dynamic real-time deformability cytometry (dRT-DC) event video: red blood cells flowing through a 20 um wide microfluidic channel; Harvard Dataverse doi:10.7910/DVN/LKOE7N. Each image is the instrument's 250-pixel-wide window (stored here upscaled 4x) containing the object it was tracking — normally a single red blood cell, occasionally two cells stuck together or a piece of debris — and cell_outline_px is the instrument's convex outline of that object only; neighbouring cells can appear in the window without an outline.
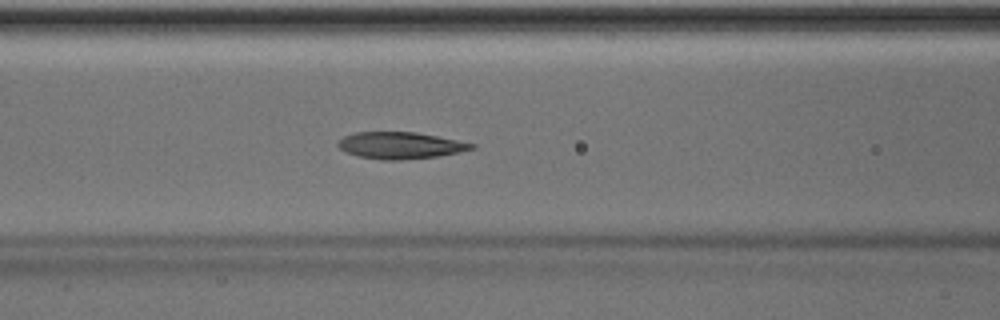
{"species": "Egyptian fruit bat (a non-hibernating species)", "species_latin": "Rousettus aegyptiacus", "temperature_condition": "room temperature", "stored_images_in_passage": 51, "segment_of_instrument_passage": [1, 2], "camera_frame_rate_fps": 3000, "um_per_image_px": 0.085, "animal": {"sex": "male"}, "frame": {"image": 1, "passage_image": 21, "time_ms": 6.667, "image_size_px": [1000, 320], "cell_outline_px": [[476, 148], [460, 152], [436, 156], [400, 160], [380, 160], [360, 156], [344, 152], [336, 144], [344, 136], [356, 132], [416, 132], [476, 144]], "centroid_in_image_um": [34.02, 12.36], "position_along_channel_um": 132.6, "area_um2": 20.69}}
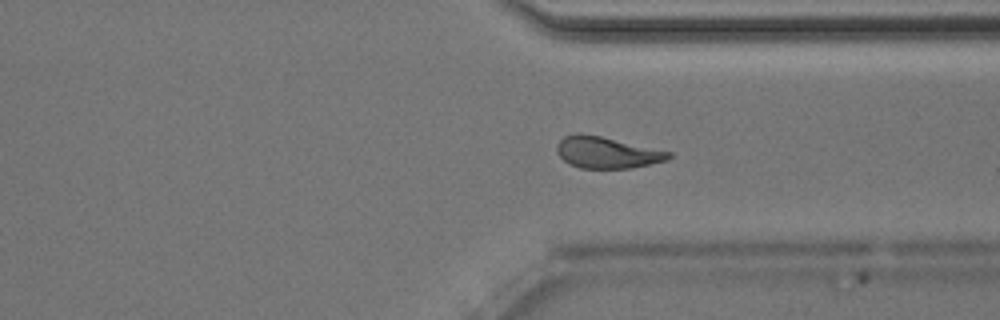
{"frame": {"image": 2, "passage_image": 38, "time_ms": 12.333, "image_size_px": [1000, 320], "cell_outline_px": [[672, 156], [668, 160], [632, 168], [580, 168], [568, 164], [556, 152], [556, 144], [564, 136], [576, 132], [580, 132], [600, 136], [672, 152]], "centroid_in_image_um": [51.55, 12.96], "position_along_channel_um": 359.8, "area_um2": 20.63}}
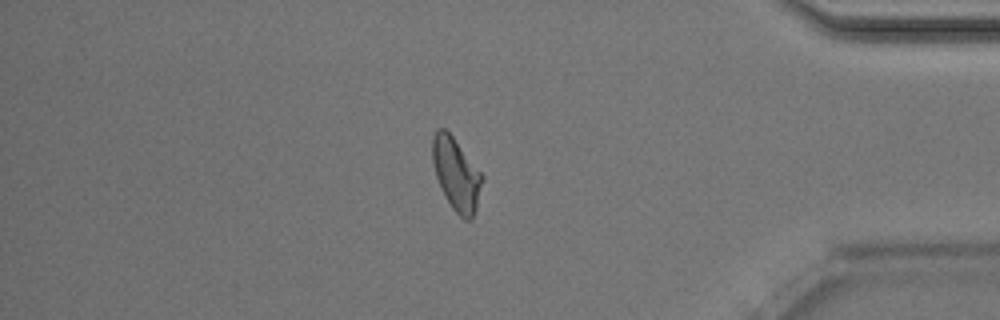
{"frame": {"image": 3, "passage_image": 43, "time_ms": 14.0, "image_size_px": [1000, 320], "cell_outline_px": [[484, 176], [476, 208], [472, 220], [464, 220], [452, 208], [440, 188], [436, 176], [432, 160], [432, 136], [436, 128], [444, 128], [452, 136]], "centroid_in_image_um": [38.77, 14.81], "position_along_channel_um": 396.4, "area_um2": 20.92}}